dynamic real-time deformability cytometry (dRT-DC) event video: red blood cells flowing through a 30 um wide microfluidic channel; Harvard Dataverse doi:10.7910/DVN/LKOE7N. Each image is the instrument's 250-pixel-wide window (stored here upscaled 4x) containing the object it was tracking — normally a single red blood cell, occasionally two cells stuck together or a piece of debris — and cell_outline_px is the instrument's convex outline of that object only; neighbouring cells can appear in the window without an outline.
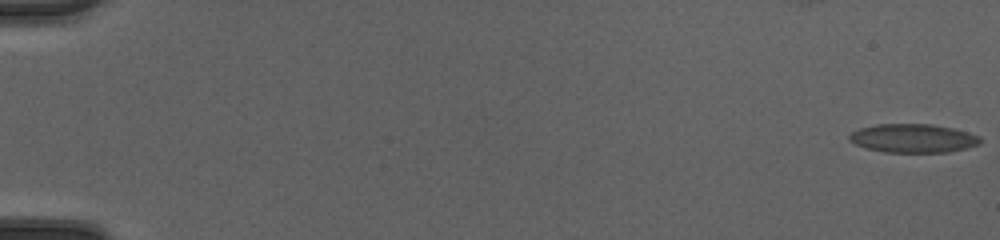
{"species": "common noctule bat (a hibernating species)", "species_latin": "Nyctalus noctula", "temperature_condition": "cold", "stored_images_in_passage": 30, "camera_frame_rate_fps": 3000, "um_per_image_px": 0.085, "animal": {"sex": "female", "body_mass_g": 20.0, "forearm_length_mm": 54.0}, "frame": {"image": 1, "passage_image": 1, "time_ms": 0.0, "image_size_px": [1000, 240], "cell_outline_px": [[980, 144], [964, 148], [944, 152], [888, 152], [868, 148], [856, 144], [848, 140], [848, 136], [852, 132], [860, 128], [880, 124], [928, 124], [952, 128], [980, 136]], "centroid_in_image_um": [77.59, 11.75], "position_along_channel_um": 7.4, "area_um2": 21.44}}
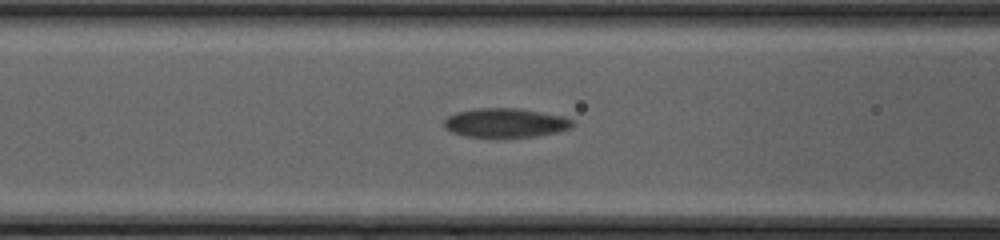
{"frame": {"image": 2, "passage_image": 25, "time_ms": 8.0, "image_size_px": [1000, 240], "cell_outline_px": [[572, 124], [568, 128], [556, 132], [532, 136], [496, 140], [464, 136], [452, 132], [444, 124], [444, 120], [448, 116], [456, 112], [476, 108], [520, 108], [560, 116], [572, 120]], "centroid_in_image_um": [42.88, 10.47], "position_along_channel_um": 123.7, "area_um2": 22.14}}
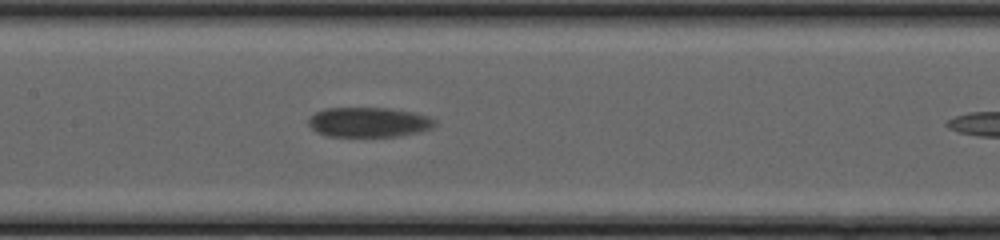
{"frame": {"image": 3, "passage_image": 29, "time_ms": 9.333, "image_size_px": [1000, 240], "cell_outline_px": [[436, 120], [428, 128], [416, 132], [396, 136], [328, 136], [312, 128], [308, 124], [308, 120], [316, 112], [324, 108], [388, 108], [412, 112], [428, 116]], "centroid_in_image_um": [31.3, 10.37], "position_along_channel_um": 176.1, "area_um2": 21.44}}